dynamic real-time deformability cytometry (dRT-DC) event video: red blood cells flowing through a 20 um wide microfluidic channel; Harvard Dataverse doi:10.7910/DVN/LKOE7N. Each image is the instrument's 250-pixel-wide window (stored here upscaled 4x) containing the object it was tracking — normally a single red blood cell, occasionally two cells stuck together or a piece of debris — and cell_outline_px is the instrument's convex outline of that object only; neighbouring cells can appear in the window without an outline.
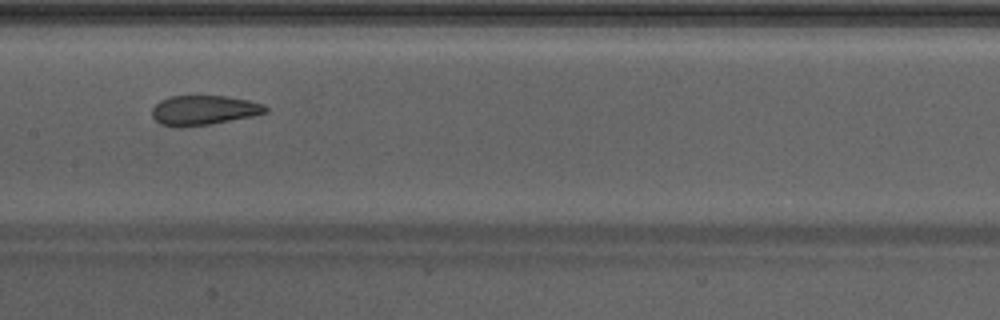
{"species": "Egyptian fruit bat (a non-hibernating species)", "species_latin": "Rousettus aegyptiacus", "temperature_condition": "warm", "stored_images_in_passage": 29, "camera_frame_rate_fps": 3000, "um_per_image_px": 0.085, "animal": {"sex": "male"}, "frame": {"image": 1, "passage_image": 9, "time_ms": 2.667, "image_size_px": [1000, 320], "cell_outline_px": [[268, 112], [252, 116], [208, 124], [180, 128], [176, 128], [160, 124], [152, 116], [152, 108], [160, 100], [172, 96], [228, 96], [248, 100], [264, 104], [268, 108]], "centroid_in_image_um": [17.3, 9.37], "position_along_channel_um": 190.1, "area_um2": 19.65}}